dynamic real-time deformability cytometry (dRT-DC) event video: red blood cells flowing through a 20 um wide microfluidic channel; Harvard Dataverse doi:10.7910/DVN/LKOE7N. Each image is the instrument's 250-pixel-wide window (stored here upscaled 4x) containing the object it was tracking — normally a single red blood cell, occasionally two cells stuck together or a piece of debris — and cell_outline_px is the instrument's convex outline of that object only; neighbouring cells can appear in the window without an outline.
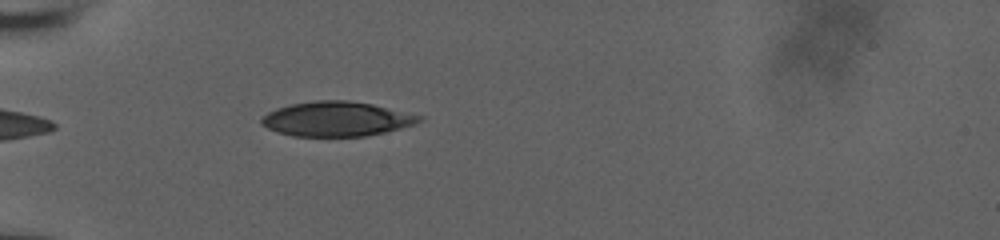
{"species": "human", "species_latin": "Homo sapiens", "temperature_condition": "room temperature", "stored_images_in_passage": 1, "camera_frame_rate_fps": 3000, "um_per_image_px": 0.085, "donor": {"sex": "male"}, "frame": {"image": 1, "passage_image": 1, "time_ms": 0.0, "image_size_px": [1000, 240], "cell_outline_px": [[424, 120], [416, 124], [384, 132], [364, 136], [292, 136], [268, 128], [260, 124], [260, 120], [268, 112], [276, 108], [288, 104], [316, 100], [348, 100], [372, 104], [424, 116]], "centroid_in_image_um": [28.62, 10.1], "position_along_channel_um": 56.4, "area_um2": 31.91}}